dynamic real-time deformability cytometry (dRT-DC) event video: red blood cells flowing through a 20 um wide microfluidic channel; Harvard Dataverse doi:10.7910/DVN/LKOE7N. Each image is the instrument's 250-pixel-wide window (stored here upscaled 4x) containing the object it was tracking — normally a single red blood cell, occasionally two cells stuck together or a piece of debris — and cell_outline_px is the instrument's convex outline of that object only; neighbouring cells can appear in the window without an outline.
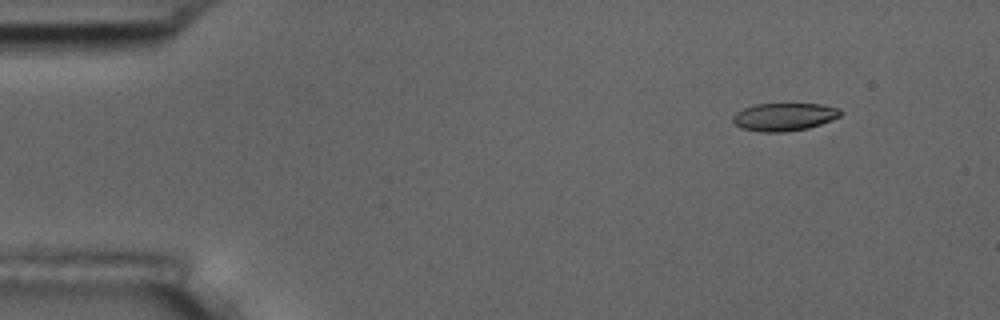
{"species": "common noctule bat (a hibernating species)", "species_latin": "Nyctalus noctula", "temperature_condition": "room temperature", "stored_images_in_passage": 5, "camera_frame_rate_fps": 3000, "um_per_image_px": 0.085, "animal": {"sex": "male", "body_mass_g": 17.5, "forearm_length_mm": 52.3}, "frame": {"image": 1, "passage_image": 1, "time_ms": 0.0, "image_size_px": [1000, 320], "cell_outline_px": [[844, 112], [840, 116], [832, 120], [808, 128], [784, 132], [760, 132], [740, 128], [732, 120], [732, 116], [736, 112], [744, 108], [756, 104], [824, 104], [840, 108]], "centroid_in_image_um": [66.68, 9.93], "position_along_channel_um": 18.3, "area_um2": 17.63}}
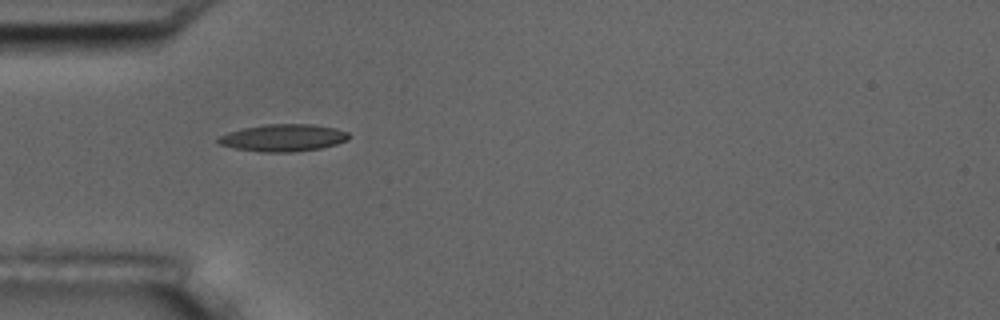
{"frame": {"image": 2, "passage_image": 4, "time_ms": 3.667, "image_size_px": [1000, 320], "cell_outline_px": [[348, 140], [336, 144], [320, 148], [292, 152], [260, 152], [236, 148], [216, 144], [216, 140], [220, 136], [228, 132], [244, 128], [264, 124], [312, 124], [336, 128], [348, 132]], "centroid_in_image_um": [24.05, 11.71], "position_along_channel_um": 60.9, "area_um2": 20.69}}